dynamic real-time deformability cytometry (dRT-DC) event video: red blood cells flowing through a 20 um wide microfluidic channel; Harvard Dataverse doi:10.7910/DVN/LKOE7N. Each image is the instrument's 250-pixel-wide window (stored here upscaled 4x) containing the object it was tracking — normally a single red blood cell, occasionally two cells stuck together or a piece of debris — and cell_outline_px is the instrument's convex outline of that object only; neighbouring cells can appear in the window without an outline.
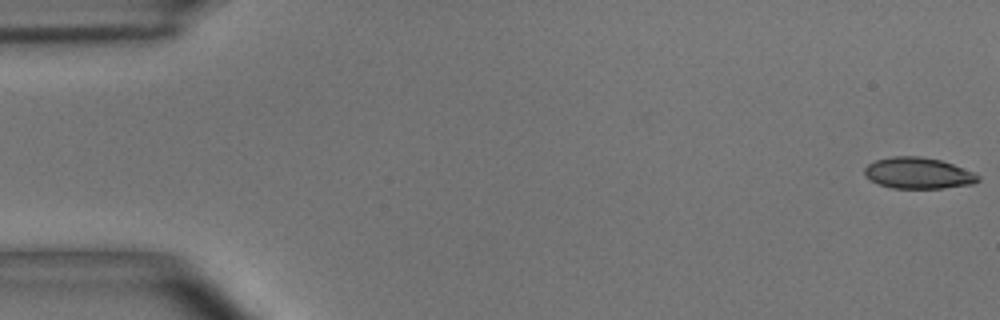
{"species": "common noctule bat (a hibernating species)", "species_latin": "Nyctalus noctula", "temperature_condition": "room temperature", "stored_images_in_passage": 55, "camera_frame_rate_fps": 3000, "um_per_image_px": 0.085, "animal": {"sex": "male", "body_mass_g": 15.6}, "frame": {"image": 1, "passage_image": 1, "time_ms": 0.0, "image_size_px": [1000, 320], "cell_outline_px": [[980, 180], [972, 184], [944, 188], [892, 188], [880, 184], [864, 176], [864, 168], [868, 164], [876, 160], [892, 156], [920, 156], [940, 160], [952, 164], [972, 172], [980, 176]], "centroid_in_image_um": [78.03, 14.71], "position_along_channel_um": 7.0, "area_um2": 20.52}}
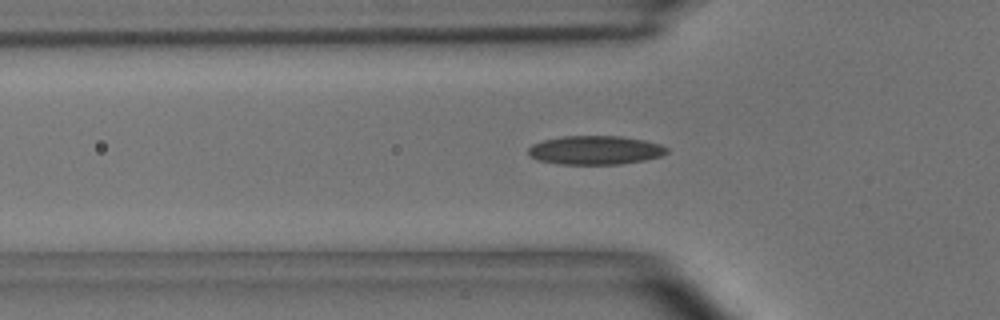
{"frame": {"image": 2, "passage_image": 18, "time_ms": 5.667, "image_size_px": [1000, 320], "cell_outline_px": [[668, 152], [660, 156], [644, 160], [620, 164], [560, 164], [540, 160], [528, 156], [528, 148], [532, 144], [544, 140], [564, 136], [620, 136], [644, 140], [660, 144], [668, 148]], "centroid_in_image_um": [50.59, 12.76], "position_along_channel_um": 75.2, "area_um2": 23.18}}
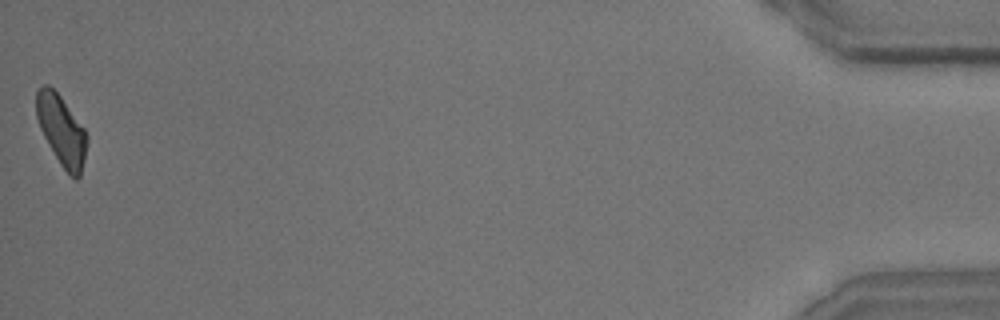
{"frame": {"image": 3, "passage_image": 55, "time_ms": 18.0, "image_size_px": [1000, 320], "cell_outline_px": [[88, 140], [84, 160], [80, 176], [76, 180], [60, 164], [48, 144], [40, 128], [36, 116], [36, 92], [44, 84], [48, 84], [60, 96], [84, 128], [88, 136]], "centroid_in_image_um": [5.23, 11.07], "position_along_channel_um": 430.0, "area_um2": 20.4}, "authors_computed_cell_mechanics": {"area_um2": 21.5594, "velocity_mm_per_s": 3.6303, "shape_relaxation_time_tau1_ms": 6.785, "shape_relaxation_time_tau2_ms": 2.7938, "deformation_change_tau1": 0.1707, "deformation_change_tau2": 0.104}}